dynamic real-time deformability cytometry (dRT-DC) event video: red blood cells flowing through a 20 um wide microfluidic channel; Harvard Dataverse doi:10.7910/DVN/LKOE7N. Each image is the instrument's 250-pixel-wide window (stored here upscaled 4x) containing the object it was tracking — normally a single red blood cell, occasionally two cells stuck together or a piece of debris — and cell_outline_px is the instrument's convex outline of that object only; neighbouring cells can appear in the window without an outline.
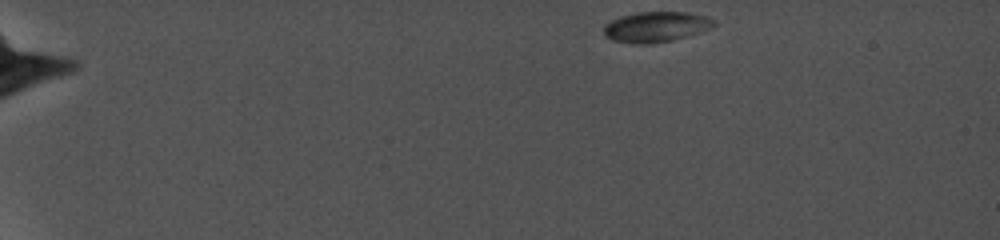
{"species": "common noctule bat (a hibernating species)", "species_latin": "Nyctalus noctula", "temperature_condition": "cold", "stored_images_in_passage": 1, "camera_frame_rate_fps": 5000, "um_per_image_px": 0.085, "animal": {"sex": "female", "body_mass_g": 19.0, "forearm_length_mm": 56.7}, "frame": {"image": 1, "passage_image": 1, "time_ms": 0.0, "image_size_px": [1000, 240], "cell_outline_px": [[716, 24], [712, 28], [700, 32], [672, 40], [652, 44], [632, 44], [612, 40], [604, 36], [604, 24], [608, 20], [620, 16], [636, 12], [684, 12], [708, 16], [716, 20]], "centroid_in_image_um": [55.73, 2.28], "position_along_channel_um": 29.3, "area_um2": 19.88}}